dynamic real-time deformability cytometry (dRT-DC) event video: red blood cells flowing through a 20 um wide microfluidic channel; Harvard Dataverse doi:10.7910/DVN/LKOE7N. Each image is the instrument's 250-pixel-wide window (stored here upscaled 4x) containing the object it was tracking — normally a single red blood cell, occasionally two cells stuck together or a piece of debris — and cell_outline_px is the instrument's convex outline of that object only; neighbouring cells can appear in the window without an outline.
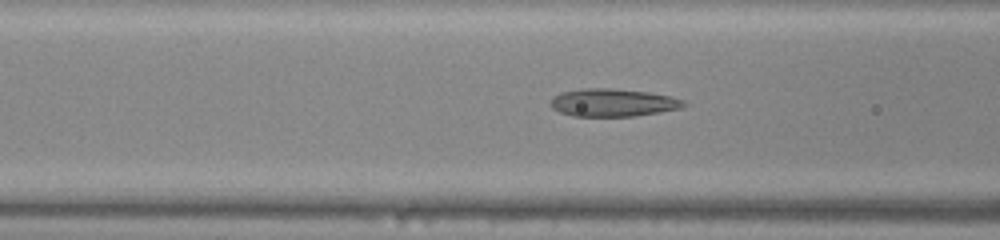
{"species": "common noctule bat (a hibernating species)", "species_latin": "Nyctalus noctula", "temperature_condition": "warm", "stored_images_in_passage": 42, "camera_frame_rate_fps": 3000, "um_per_image_px": 0.085, "animal": {"sex": "male", "body_mass_g": 20.0, "forearm_length_mm": 53.3}, "frame": {"image": 1, "passage_image": 17, "time_ms": 5.333, "image_size_px": [1000, 240], "cell_outline_px": [[688, 104], [680, 108], [660, 112], [636, 116], [572, 116], [560, 112], [552, 108], [552, 96], [560, 92], [584, 88], [608, 88], [648, 92], [668, 96], [684, 100]], "centroid_in_image_um": [52.09, 8.72], "position_along_channel_um": 114.5, "area_um2": 21.5}}
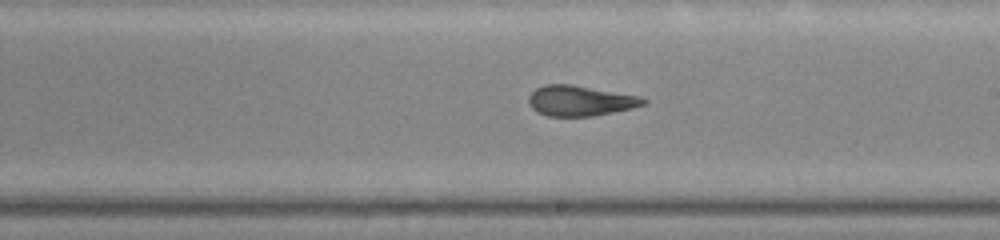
{"frame": {"image": 2, "passage_image": 26, "time_ms": 8.333, "image_size_px": [1000, 240], "cell_outline_px": [[648, 100], [644, 104], [632, 108], [592, 116], [548, 116], [536, 112], [532, 108], [528, 100], [528, 96], [536, 88], [544, 84], [568, 84], [640, 96]], "centroid_in_image_um": [49.28, 8.56], "position_along_channel_um": 239.7, "area_um2": 20.11}}
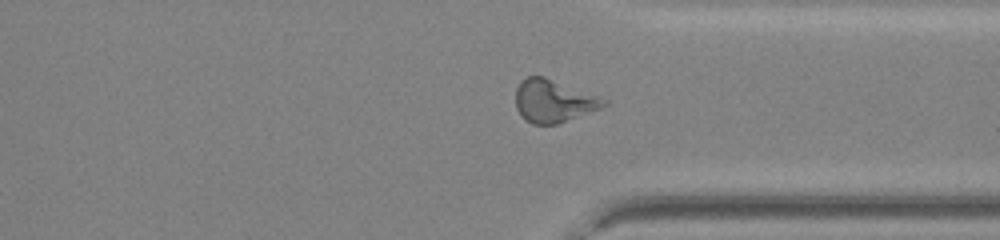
{"frame": {"image": 3, "passage_image": 35, "time_ms": 11.333, "image_size_px": [1000, 240], "cell_outline_px": [[608, 104], [600, 108], [556, 124], [532, 124], [524, 120], [520, 116], [516, 108], [516, 88], [520, 80], [528, 76], [544, 76], [600, 96], [608, 100]], "centroid_in_image_um": [47.02, 8.57], "position_along_channel_um": 364.4, "area_um2": 22.02}, "authors_computed_cell_mechanics": {"area_um2": 21.5594, "velocity_mm_per_s": 4.1856, "shape_relaxation_time_tau1_ms": 6.1583, "shape_relaxation_time_tau2_ms": 1.7735, "deformation_change_tau1": 0.2136, "deformation_change_tau2": 0.1196}}